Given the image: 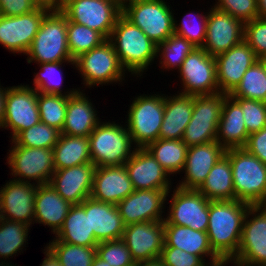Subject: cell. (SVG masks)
<instances>
[{"instance_id": "obj_50", "label": "cell", "mask_w": 266, "mask_h": 266, "mask_svg": "<svg viewBox=\"0 0 266 266\" xmlns=\"http://www.w3.org/2000/svg\"><path fill=\"white\" fill-rule=\"evenodd\" d=\"M39 6L35 0H0V15H24L34 11Z\"/></svg>"}, {"instance_id": "obj_56", "label": "cell", "mask_w": 266, "mask_h": 266, "mask_svg": "<svg viewBox=\"0 0 266 266\" xmlns=\"http://www.w3.org/2000/svg\"><path fill=\"white\" fill-rule=\"evenodd\" d=\"M136 266H165V265L163 264L162 259L159 257V258L136 263Z\"/></svg>"}, {"instance_id": "obj_20", "label": "cell", "mask_w": 266, "mask_h": 266, "mask_svg": "<svg viewBox=\"0 0 266 266\" xmlns=\"http://www.w3.org/2000/svg\"><path fill=\"white\" fill-rule=\"evenodd\" d=\"M37 185L9 180L0 188V218L34 224Z\"/></svg>"}, {"instance_id": "obj_14", "label": "cell", "mask_w": 266, "mask_h": 266, "mask_svg": "<svg viewBox=\"0 0 266 266\" xmlns=\"http://www.w3.org/2000/svg\"><path fill=\"white\" fill-rule=\"evenodd\" d=\"M183 89L178 93L199 96L219 92L216 79V62L203 48H195L178 70Z\"/></svg>"}, {"instance_id": "obj_57", "label": "cell", "mask_w": 266, "mask_h": 266, "mask_svg": "<svg viewBox=\"0 0 266 266\" xmlns=\"http://www.w3.org/2000/svg\"><path fill=\"white\" fill-rule=\"evenodd\" d=\"M258 17L266 18V0H257Z\"/></svg>"}, {"instance_id": "obj_13", "label": "cell", "mask_w": 266, "mask_h": 266, "mask_svg": "<svg viewBox=\"0 0 266 266\" xmlns=\"http://www.w3.org/2000/svg\"><path fill=\"white\" fill-rule=\"evenodd\" d=\"M171 195L164 224L186 226L196 231L207 232L210 200L198 190L178 186Z\"/></svg>"}, {"instance_id": "obj_1", "label": "cell", "mask_w": 266, "mask_h": 266, "mask_svg": "<svg viewBox=\"0 0 266 266\" xmlns=\"http://www.w3.org/2000/svg\"><path fill=\"white\" fill-rule=\"evenodd\" d=\"M251 205L239 200L210 201L207 234L219 257H234L241 240L245 214Z\"/></svg>"}, {"instance_id": "obj_10", "label": "cell", "mask_w": 266, "mask_h": 266, "mask_svg": "<svg viewBox=\"0 0 266 266\" xmlns=\"http://www.w3.org/2000/svg\"><path fill=\"white\" fill-rule=\"evenodd\" d=\"M7 154L13 180L41 185L48 184L55 171L53 150L19 146L14 140ZM35 181V182H34Z\"/></svg>"}, {"instance_id": "obj_2", "label": "cell", "mask_w": 266, "mask_h": 266, "mask_svg": "<svg viewBox=\"0 0 266 266\" xmlns=\"http://www.w3.org/2000/svg\"><path fill=\"white\" fill-rule=\"evenodd\" d=\"M122 67L133 76L141 77L157 59V45L123 14L119 16L109 38Z\"/></svg>"}, {"instance_id": "obj_19", "label": "cell", "mask_w": 266, "mask_h": 266, "mask_svg": "<svg viewBox=\"0 0 266 266\" xmlns=\"http://www.w3.org/2000/svg\"><path fill=\"white\" fill-rule=\"evenodd\" d=\"M122 240L135 263L159 258L165 244L164 221H147L125 226Z\"/></svg>"}, {"instance_id": "obj_22", "label": "cell", "mask_w": 266, "mask_h": 266, "mask_svg": "<svg viewBox=\"0 0 266 266\" xmlns=\"http://www.w3.org/2000/svg\"><path fill=\"white\" fill-rule=\"evenodd\" d=\"M96 166L92 162L55 170L49 181L57 193L72 205L91 196Z\"/></svg>"}, {"instance_id": "obj_15", "label": "cell", "mask_w": 266, "mask_h": 266, "mask_svg": "<svg viewBox=\"0 0 266 266\" xmlns=\"http://www.w3.org/2000/svg\"><path fill=\"white\" fill-rule=\"evenodd\" d=\"M39 122L37 91L24 84L7 87L3 128L12 131L11 140Z\"/></svg>"}, {"instance_id": "obj_31", "label": "cell", "mask_w": 266, "mask_h": 266, "mask_svg": "<svg viewBox=\"0 0 266 266\" xmlns=\"http://www.w3.org/2000/svg\"><path fill=\"white\" fill-rule=\"evenodd\" d=\"M164 240L166 246L198 255L205 262H209L206 261L208 257L210 261L219 258L210 246L207 232L196 231L186 226L164 224Z\"/></svg>"}, {"instance_id": "obj_46", "label": "cell", "mask_w": 266, "mask_h": 266, "mask_svg": "<svg viewBox=\"0 0 266 266\" xmlns=\"http://www.w3.org/2000/svg\"><path fill=\"white\" fill-rule=\"evenodd\" d=\"M242 108L245 127L249 134L260 131L266 126V102L232 97Z\"/></svg>"}, {"instance_id": "obj_60", "label": "cell", "mask_w": 266, "mask_h": 266, "mask_svg": "<svg viewBox=\"0 0 266 266\" xmlns=\"http://www.w3.org/2000/svg\"><path fill=\"white\" fill-rule=\"evenodd\" d=\"M263 66H264V70H265V73H266V58H263Z\"/></svg>"}, {"instance_id": "obj_54", "label": "cell", "mask_w": 266, "mask_h": 266, "mask_svg": "<svg viewBox=\"0 0 266 266\" xmlns=\"http://www.w3.org/2000/svg\"><path fill=\"white\" fill-rule=\"evenodd\" d=\"M7 94V87H3L0 84V128H3L4 123V109H5V98Z\"/></svg>"}, {"instance_id": "obj_55", "label": "cell", "mask_w": 266, "mask_h": 266, "mask_svg": "<svg viewBox=\"0 0 266 266\" xmlns=\"http://www.w3.org/2000/svg\"><path fill=\"white\" fill-rule=\"evenodd\" d=\"M39 5L47 6L51 9H59L63 0H35Z\"/></svg>"}, {"instance_id": "obj_12", "label": "cell", "mask_w": 266, "mask_h": 266, "mask_svg": "<svg viewBox=\"0 0 266 266\" xmlns=\"http://www.w3.org/2000/svg\"><path fill=\"white\" fill-rule=\"evenodd\" d=\"M233 258L238 266H266V205L250 206L247 210Z\"/></svg>"}, {"instance_id": "obj_29", "label": "cell", "mask_w": 266, "mask_h": 266, "mask_svg": "<svg viewBox=\"0 0 266 266\" xmlns=\"http://www.w3.org/2000/svg\"><path fill=\"white\" fill-rule=\"evenodd\" d=\"M194 96L177 93L164 94V116L159 131V139L182 140L185 128L192 118Z\"/></svg>"}, {"instance_id": "obj_34", "label": "cell", "mask_w": 266, "mask_h": 266, "mask_svg": "<svg viewBox=\"0 0 266 266\" xmlns=\"http://www.w3.org/2000/svg\"><path fill=\"white\" fill-rule=\"evenodd\" d=\"M52 150L55 170L92 162L88 137L61 134Z\"/></svg>"}, {"instance_id": "obj_59", "label": "cell", "mask_w": 266, "mask_h": 266, "mask_svg": "<svg viewBox=\"0 0 266 266\" xmlns=\"http://www.w3.org/2000/svg\"><path fill=\"white\" fill-rule=\"evenodd\" d=\"M1 261V260H0ZM0 266H16V264L14 265V264H11V262L9 263V262H5V260L3 261H1V263H0Z\"/></svg>"}, {"instance_id": "obj_7", "label": "cell", "mask_w": 266, "mask_h": 266, "mask_svg": "<svg viewBox=\"0 0 266 266\" xmlns=\"http://www.w3.org/2000/svg\"><path fill=\"white\" fill-rule=\"evenodd\" d=\"M127 116L126 127L136 148L157 141L164 116V94L135 97Z\"/></svg>"}, {"instance_id": "obj_21", "label": "cell", "mask_w": 266, "mask_h": 266, "mask_svg": "<svg viewBox=\"0 0 266 266\" xmlns=\"http://www.w3.org/2000/svg\"><path fill=\"white\" fill-rule=\"evenodd\" d=\"M214 58L219 92L227 95H230L240 84L247 69L259 60L245 40Z\"/></svg>"}, {"instance_id": "obj_51", "label": "cell", "mask_w": 266, "mask_h": 266, "mask_svg": "<svg viewBox=\"0 0 266 266\" xmlns=\"http://www.w3.org/2000/svg\"><path fill=\"white\" fill-rule=\"evenodd\" d=\"M244 148L266 164V126L260 131L249 134Z\"/></svg>"}, {"instance_id": "obj_42", "label": "cell", "mask_w": 266, "mask_h": 266, "mask_svg": "<svg viewBox=\"0 0 266 266\" xmlns=\"http://www.w3.org/2000/svg\"><path fill=\"white\" fill-rule=\"evenodd\" d=\"M49 247L56 253L61 266H91L96 256V247L79 246L52 240Z\"/></svg>"}, {"instance_id": "obj_40", "label": "cell", "mask_w": 266, "mask_h": 266, "mask_svg": "<svg viewBox=\"0 0 266 266\" xmlns=\"http://www.w3.org/2000/svg\"><path fill=\"white\" fill-rule=\"evenodd\" d=\"M105 40L96 30L67 20V43L73 60L99 46Z\"/></svg>"}, {"instance_id": "obj_49", "label": "cell", "mask_w": 266, "mask_h": 266, "mask_svg": "<svg viewBox=\"0 0 266 266\" xmlns=\"http://www.w3.org/2000/svg\"><path fill=\"white\" fill-rule=\"evenodd\" d=\"M160 258L165 266H203L206 262L200 256L180 248L168 247L164 244Z\"/></svg>"}, {"instance_id": "obj_18", "label": "cell", "mask_w": 266, "mask_h": 266, "mask_svg": "<svg viewBox=\"0 0 266 266\" xmlns=\"http://www.w3.org/2000/svg\"><path fill=\"white\" fill-rule=\"evenodd\" d=\"M203 49L213 57L244 40V23L215 7L209 8Z\"/></svg>"}, {"instance_id": "obj_36", "label": "cell", "mask_w": 266, "mask_h": 266, "mask_svg": "<svg viewBox=\"0 0 266 266\" xmlns=\"http://www.w3.org/2000/svg\"><path fill=\"white\" fill-rule=\"evenodd\" d=\"M63 63H69L72 66H75V61H60L55 63H43L40 64V70L38 73H35L33 79L34 89L37 92L46 93V94H60L71 96L76 93L80 88H72L63 92L61 88L63 85V72L61 71ZM62 89V90H61ZM63 92V93H62Z\"/></svg>"}, {"instance_id": "obj_37", "label": "cell", "mask_w": 266, "mask_h": 266, "mask_svg": "<svg viewBox=\"0 0 266 266\" xmlns=\"http://www.w3.org/2000/svg\"><path fill=\"white\" fill-rule=\"evenodd\" d=\"M29 225L22 222L0 218V259L5 261L9 257L23 251L27 241Z\"/></svg>"}, {"instance_id": "obj_17", "label": "cell", "mask_w": 266, "mask_h": 266, "mask_svg": "<svg viewBox=\"0 0 266 266\" xmlns=\"http://www.w3.org/2000/svg\"><path fill=\"white\" fill-rule=\"evenodd\" d=\"M171 189L134 190L116 206L125 225L164 221L165 201Z\"/></svg>"}, {"instance_id": "obj_45", "label": "cell", "mask_w": 266, "mask_h": 266, "mask_svg": "<svg viewBox=\"0 0 266 266\" xmlns=\"http://www.w3.org/2000/svg\"><path fill=\"white\" fill-rule=\"evenodd\" d=\"M96 254L111 266H136L130 250L122 239L99 242Z\"/></svg>"}, {"instance_id": "obj_28", "label": "cell", "mask_w": 266, "mask_h": 266, "mask_svg": "<svg viewBox=\"0 0 266 266\" xmlns=\"http://www.w3.org/2000/svg\"><path fill=\"white\" fill-rule=\"evenodd\" d=\"M92 103L80 90L69 96L61 134L88 137L101 122Z\"/></svg>"}, {"instance_id": "obj_38", "label": "cell", "mask_w": 266, "mask_h": 266, "mask_svg": "<svg viewBox=\"0 0 266 266\" xmlns=\"http://www.w3.org/2000/svg\"><path fill=\"white\" fill-rule=\"evenodd\" d=\"M230 96L266 102V73L263 58L247 69L240 84Z\"/></svg>"}, {"instance_id": "obj_8", "label": "cell", "mask_w": 266, "mask_h": 266, "mask_svg": "<svg viewBox=\"0 0 266 266\" xmlns=\"http://www.w3.org/2000/svg\"><path fill=\"white\" fill-rule=\"evenodd\" d=\"M75 68L80 72L84 86L113 84L125 81L126 70L122 67L114 46L106 39L89 52L81 54L75 60Z\"/></svg>"}, {"instance_id": "obj_48", "label": "cell", "mask_w": 266, "mask_h": 266, "mask_svg": "<svg viewBox=\"0 0 266 266\" xmlns=\"http://www.w3.org/2000/svg\"><path fill=\"white\" fill-rule=\"evenodd\" d=\"M213 7L231 14L243 23L258 17L257 0H218Z\"/></svg>"}, {"instance_id": "obj_16", "label": "cell", "mask_w": 266, "mask_h": 266, "mask_svg": "<svg viewBox=\"0 0 266 266\" xmlns=\"http://www.w3.org/2000/svg\"><path fill=\"white\" fill-rule=\"evenodd\" d=\"M51 10L40 5L34 11L19 16L0 15V45L11 53H27L38 33L41 21Z\"/></svg>"}, {"instance_id": "obj_5", "label": "cell", "mask_w": 266, "mask_h": 266, "mask_svg": "<svg viewBox=\"0 0 266 266\" xmlns=\"http://www.w3.org/2000/svg\"><path fill=\"white\" fill-rule=\"evenodd\" d=\"M88 139L90 156L96 167L124 165L136 148L128 128L115 121L100 122Z\"/></svg>"}, {"instance_id": "obj_24", "label": "cell", "mask_w": 266, "mask_h": 266, "mask_svg": "<svg viewBox=\"0 0 266 266\" xmlns=\"http://www.w3.org/2000/svg\"><path fill=\"white\" fill-rule=\"evenodd\" d=\"M226 150L217 142L190 146L182 172V181L176 186L183 189L198 190L207 178L212 167L225 154Z\"/></svg>"}, {"instance_id": "obj_47", "label": "cell", "mask_w": 266, "mask_h": 266, "mask_svg": "<svg viewBox=\"0 0 266 266\" xmlns=\"http://www.w3.org/2000/svg\"><path fill=\"white\" fill-rule=\"evenodd\" d=\"M244 40L259 59L266 58V18L244 23Z\"/></svg>"}, {"instance_id": "obj_58", "label": "cell", "mask_w": 266, "mask_h": 266, "mask_svg": "<svg viewBox=\"0 0 266 266\" xmlns=\"http://www.w3.org/2000/svg\"><path fill=\"white\" fill-rule=\"evenodd\" d=\"M91 266H111L107 264V261L101 259L97 254L93 259Z\"/></svg>"}, {"instance_id": "obj_27", "label": "cell", "mask_w": 266, "mask_h": 266, "mask_svg": "<svg viewBox=\"0 0 266 266\" xmlns=\"http://www.w3.org/2000/svg\"><path fill=\"white\" fill-rule=\"evenodd\" d=\"M72 204L64 200L50 184L36 187L34 223L43 224L57 234Z\"/></svg>"}, {"instance_id": "obj_26", "label": "cell", "mask_w": 266, "mask_h": 266, "mask_svg": "<svg viewBox=\"0 0 266 266\" xmlns=\"http://www.w3.org/2000/svg\"><path fill=\"white\" fill-rule=\"evenodd\" d=\"M80 205L89 213L90 231L94 232L98 242L122 239L126 225L116 205L95 200L91 196Z\"/></svg>"}, {"instance_id": "obj_33", "label": "cell", "mask_w": 266, "mask_h": 266, "mask_svg": "<svg viewBox=\"0 0 266 266\" xmlns=\"http://www.w3.org/2000/svg\"><path fill=\"white\" fill-rule=\"evenodd\" d=\"M210 201L235 200L230 159L224 154L198 189Z\"/></svg>"}, {"instance_id": "obj_23", "label": "cell", "mask_w": 266, "mask_h": 266, "mask_svg": "<svg viewBox=\"0 0 266 266\" xmlns=\"http://www.w3.org/2000/svg\"><path fill=\"white\" fill-rule=\"evenodd\" d=\"M124 166L134 190L172 188L170 175L146 148H135Z\"/></svg>"}, {"instance_id": "obj_44", "label": "cell", "mask_w": 266, "mask_h": 266, "mask_svg": "<svg viewBox=\"0 0 266 266\" xmlns=\"http://www.w3.org/2000/svg\"><path fill=\"white\" fill-rule=\"evenodd\" d=\"M207 21L208 12L205 15L197 12L187 13L179 24L174 18V34L187 39L196 48H202L206 37Z\"/></svg>"}, {"instance_id": "obj_39", "label": "cell", "mask_w": 266, "mask_h": 266, "mask_svg": "<svg viewBox=\"0 0 266 266\" xmlns=\"http://www.w3.org/2000/svg\"><path fill=\"white\" fill-rule=\"evenodd\" d=\"M196 47L191 44L187 39L172 34L164 42L157 45V57L160 56V68L167 69H180L185 58Z\"/></svg>"}, {"instance_id": "obj_11", "label": "cell", "mask_w": 266, "mask_h": 266, "mask_svg": "<svg viewBox=\"0 0 266 266\" xmlns=\"http://www.w3.org/2000/svg\"><path fill=\"white\" fill-rule=\"evenodd\" d=\"M227 94L194 96L193 113L185 128L182 140L188 146L216 141L222 106Z\"/></svg>"}, {"instance_id": "obj_30", "label": "cell", "mask_w": 266, "mask_h": 266, "mask_svg": "<svg viewBox=\"0 0 266 266\" xmlns=\"http://www.w3.org/2000/svg\"><path fill=\"white\" fill-rule=\"evenodd\" d=\"M240 105L227 95L222 106L216 141L225 149L244 148L249 133L245 127Z\"/></svg>"}, {"instance_id": "obj_6", "label": "cell", "mask_w": 266, "mask_h": 266, "mask_svg": "<svg viewBox=\"0 0 266 266\" xmlns=\"http://www.w3.org/2000/svg\"><path fill=\"white\" fill-rule=\"evenodd\" d=\"M122 14L156 45L174 34V13L165 0H123Z\"/></svg>"}, {"instance_id": "obj_43", "label": "cell", "mask_w": 266, "mask_h": 266, "mask_svg": "<svg viewBox=\"0 0 266 266\" xmlns=\"http://www.w3.org/2000/svg\"><path fill=\"white\" fill-rule=\"evenodd\" d=\"M61 131L45 123L39 122L23 130L14 141L22 147L53 149L58 142Z\"/></svg>"}, {"instance_id": "obj_25", "label": "cell", "mask_w": 266, "mask_h": 266, "mask_svg": "<svg viewBox=\"0 0 266 266\" xmlns=\"http://www.w3.org/2000/svg\"><path fill=\"white\" fill-rule=\"evenodd\" d=\"M134 191L124 165L96 167L91 197L117 205Z\"/></svg>"}, {"instance_id": "obj_32", "label": "cell", "mask_w": 266, "mask_h": 266, "mask_svg": "<svg viewBox=\"0 0 266 266\" xmlns=\"http://www.w3.org/2000/svg\"><path fill=\"white\" fill-rule=\"evenodd\" d=\"M53 240L86 247H96L99 244L94 232L90 231L89 213L80 204L71 206L62 228Z\"/></svg>"}, {"instance_id": "obj_53", "label": "cell", "mask_w": 266, "mask_h": 266, "mask_svg": "<svg viewBox=\"0 0 266 266\" xmlns=\"http://www.w3.org/2000/svg\"><path fill=\"white\" fill-rule=\"evenodd\" d=\"M229 263H233L234 266H238L235 259L232 257H219L213 261H210L209 259V262L205 263L203 266H227Z\"/></svg>"}, {"instance_id": "obj_4", "label": "cell", "mask_w": 266, "mask_h": 266, "mask_svg": "<svg viewBox=\"0 0 266 266\" xmlns=\"http://www.w3.org/2000/svg\"><path fill=\"white\" fill-rule=\"evenodd\" d=\"M26 55L29 64L74 61L67 43V18L59 9H51L44 16Z\"/></svg>"}, {"instance_id": "obj_9", "label": "cell", "mask_w": 266, "mask_h": 266, "mask_svg": "<svg viewBox=\"0 0 266 266\" xmlns=\"http://www.w3.org/2000/svg\"><path fill=\"white\" fill-rule=\"evenodd\" d=\"M59 10L70 20L109 39L122 14L121 0H63Z\"/></svg>"}, {"instance_id": "obj_3", "label": "cell", "mask_w": 266, "mask_h": 266, "mask_svg": "<svg viewBox=\"0 0 266 266\" xmlns=\"http://www.w3.org/2000/svg\"><path fill=\"white\" fill-rule=\"evenodd\" d=\"M235 199L251 206L266 205V164L245 148L227 149Z\"/></svg>"}, {"instance_id": "obj_52", "label": "cell", "mask_w": 266, "mask_h": 266, "mask_svg": "<svg viewBox=\"0 0 266 266\" xmlns=\"http://www.w3.org/2000/svg\"><path fill=\"white\" fill-rule=\"evenodd\" d=\"M45 258L40 264V266H61L59 258L57 257L56 253L48 246L44 249Z\"/></svg>"}, {"instance_id": "obj_41", "label": "cell", "mask_w": 266, "mask_h": 266, "mask_svg": "<svg viewBox=\"0 0 266 266\" xmlns=\"http://www.w3.org/2000/svg\"><path fill=\"white\" fill-rule=\"evenodd\" d=\"M69 96L37 92L40 122L62 131Z\"/></svg>"}, {"instance_id": "obj_35", "label": "cell", "mask_w": 266, "mask_h": 266, "mask_svg": "<svg viewBox=\"0 0 266 266\" xmlns=\"http://www.w3.org/2000/svg\"><path fill=\"white\" fill-rule=\"evenodd\" d=\"M166 172L173 176L183 171L188 146L183 140L158 139L145 147ZM175 173V174H174Z\"/></svg>"}]
</instances>
